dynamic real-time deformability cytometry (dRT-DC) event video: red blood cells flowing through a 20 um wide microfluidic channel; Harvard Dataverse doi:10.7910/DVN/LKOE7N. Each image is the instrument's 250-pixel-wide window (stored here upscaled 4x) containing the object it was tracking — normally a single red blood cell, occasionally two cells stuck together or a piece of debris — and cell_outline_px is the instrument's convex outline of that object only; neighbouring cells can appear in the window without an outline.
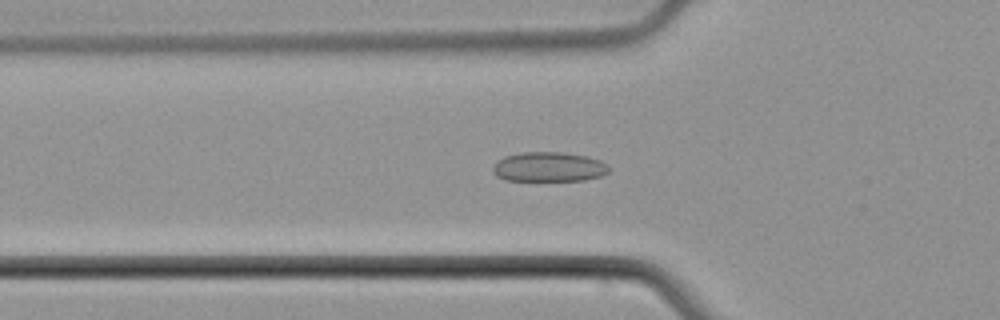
{"species": "common noctule bat (a hibernating species)", "species_latin": "Nyctalus noctula", "temperature_condition": "cold", "stored_images_in_passage": 21, "camera_frame_rate_fps": 3000, "um_per_image_px": 0.085, "animal": {"sex": "male", "body_mass_g": 21.5, "forearm_length_mm": 52.0}, "frame": {"image": 1, "passage_image": 9, "time_ms": 2.667, "image_size_px": [1000, 320], "cell_outline_px": [[608, 172], [600, 176], [584, 180], [504, 180], [496, 176], [492, 172], [492, 168], [504, 156], [524, 152], [560, 152], [588, 156], [600, 160], [608, 168]], "centroid_in_image_um": [46.63, 14.18], "position_along_channel_um": 79.2, "area_um2": 19.83}}
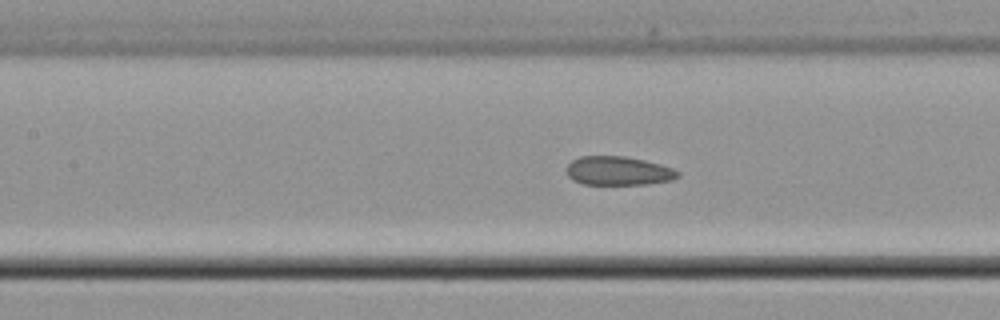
{"frame": {"image": 2, "passage_image": 15, "time_ms": 4.667, "image_size_px": [1000, 320], "cell_outline_px": [[680, 176], [672, 180], [648, 184], [584, 184], [572, 180], [568, 176], [564, 168], [572, 160], [580, 156], [624, 156], [644, 160], [660, 164], [672, 168], [680, 172]], "centroid_in_image_um": [52.53, 14.52], "position_along_channel_um": 154.9, "area_um2": 18.84}}
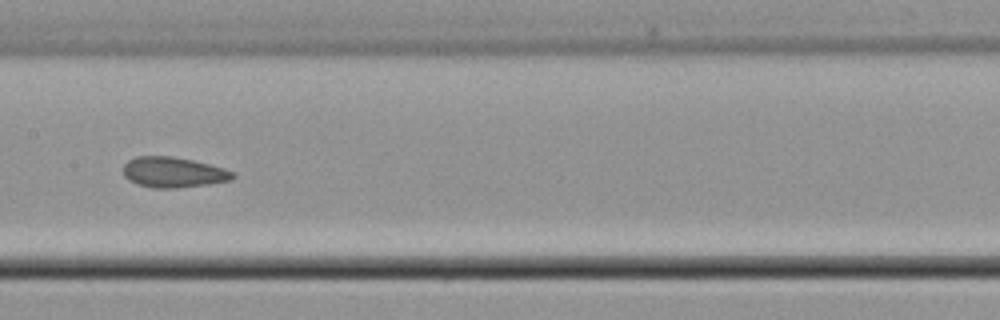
{"frame": {"image": 3, "passage_image": 18, "time_ms": 5.667, "image_size_px": [1000, 320], "cell_outline_px": [[236, 176], [232, 180], [208, 184], [176, 188], [152, 188], [128, 180], [124, 176], [124, 164], [128, 160], [136, 156], [172, 156], [192, 160], [224, 168], [232, 172]], "centroid_in_image_um": [14.73, 14.64], "position_along_channel_um": 192.7, "area_um2": 19.36}}